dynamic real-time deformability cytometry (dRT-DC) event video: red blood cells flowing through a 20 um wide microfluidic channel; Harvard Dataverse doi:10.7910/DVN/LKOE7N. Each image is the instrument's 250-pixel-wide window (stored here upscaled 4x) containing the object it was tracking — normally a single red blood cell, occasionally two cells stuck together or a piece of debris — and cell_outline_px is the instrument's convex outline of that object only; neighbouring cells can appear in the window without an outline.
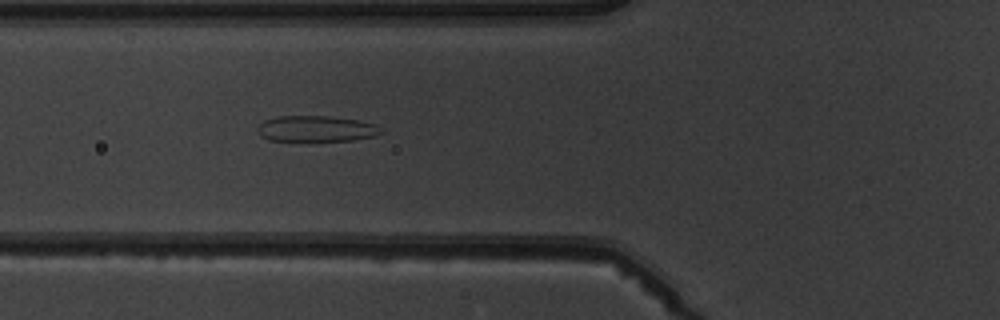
{"species": "common noctule bat (a hibernating species)", "species_latin": "Nyctalus noctula", "temperature_condition": "warm", "stored_images_in_passage": 6, "camera_frame_rate_fps": 3000, "um_per_image_px": 0.085, "animal": {"sex": "male", "body_mass_g": 19.5, "forearm_length_mm": 54.6}, "frame": {"image": 1, "passage_image": 6, "time_ms": 6.0, "image_size_px": [1000, 320], "cell_outline_px": [[384, 132], [372, 136], [352, 140], [268, 140], [260, 136], [256, 128], [264, 120], [276, 116], [328, 116], [360, 120], [372, 124]], "centroid_in_image_um": [26.81, 10.93], "position_along_channel_um": 99.0, "area_um2": 18.38}}